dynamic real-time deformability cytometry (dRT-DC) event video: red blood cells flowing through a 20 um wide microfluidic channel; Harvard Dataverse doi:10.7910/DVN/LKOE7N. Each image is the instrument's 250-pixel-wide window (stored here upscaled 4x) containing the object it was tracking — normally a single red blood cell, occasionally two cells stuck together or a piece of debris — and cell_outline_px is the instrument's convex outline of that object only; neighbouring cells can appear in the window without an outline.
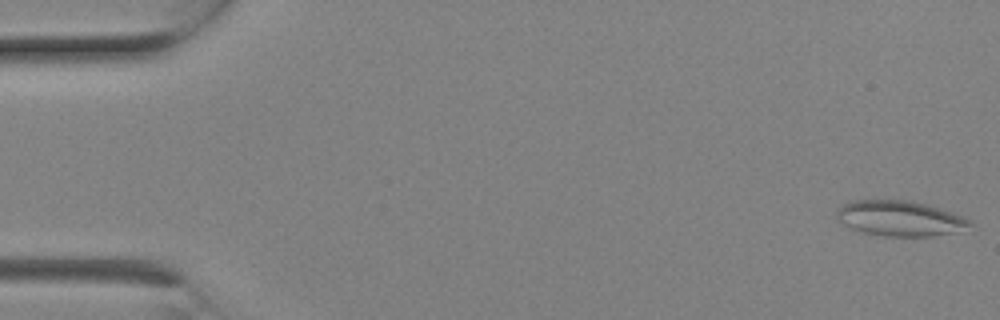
{"species": "Egyptian fruit bat (a non-hibernating species)", "species_latin": "Rousettus aegyptiacus", "temperature_condition": "room temperature", "stored_images_in_passage": 7, "camera_frame_rate_fps": 3000, "um_per_image_px": 0.085, "animal": {"sex": "female"}, "frame": {"image": 1, "passage_image": 1, "time_ms": 0.0, "image_size_px": [1000, 320], "cell_outline_px": [[972, 224], [960, 232], [932, 236], [880, 236], [864, 232], [852, 228], [836, 220], [836, 208], [848, 200], [904, 200], [924, 204], [952, 212], [964, 216]], "centroid_in_image_um": [76.45, 18.56], "position_along_channel_um": 8.6, "area_um2": 27.51}}